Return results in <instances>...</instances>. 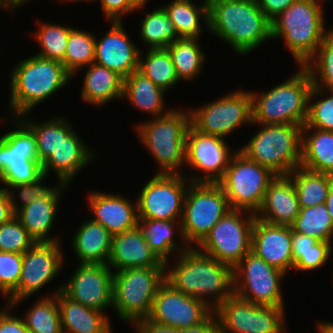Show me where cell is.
I'll use <instances>...</instances> for the list:
<instances>
[{"label": "cell", "mask_w": 333, "mask_h": 333, "mask_svg": "<svg viewBox=\"0 0 333 333\" xmlns=\"http://www.w3.org/2000/svg\"><path fill=\"white\" fill-rule=\"evenodd\" d=\"M131 5L136 9V11L142 10L148 2V0H129Z\"/></svg>", "instance_id": "obj_59"}, {"label": "cell", "mask_w": 333, "mask_h": 333, "mask_svg": "<svg viewBox=\"0 0 333 333\" xmlns=\"http://www.w3.org/2000/svg\"><path fill=\"white\" fill-rule=\"evenodd\" d=\"M23 254L0 251V293L8 297L19 284Z\"/></svg>", "instance_id": "obj_48"}, {"label": "cell", "mask_w": 333, "mask_h": 333, "mask_svg": "<svg viewBox=\"0 0 333 333\" xmlns=\"http://www.w3.org/2000/svg\"><path fill=\"white\" fill-rule=\"evenodd\" d=\"M189 111L190 125L207 135L225 138L244 124L252 125L250 90L236 89L217 100Z\"/></svg>", "instance_id": "obj_14"}, {"label": "cell", "mask_w": 333, "mask_h": 333, "mask_svg": "<svg viewBox=\"0 0 333 333\" xmlns=\"http://www.w3.org/2000/svg\"><path fill=\"white\" fill-rule=\"evenodd\" d=\"M317 332L318 333H333V323L327 321H320L317 324Z\"/></svg>", "instance_id": "obj_58"}, {"label": "cell", "mask_w": 333, "mask_h": 333, "mask_svg": "<svg viewBox=\"0 0 333 333\" xmlns=\"http://www.w3.org/2000/svg\"><path fill=\"white\" fill-rule=\"evenodd\" d=\"M110 22V30L101 39L95 40L94 63L125 78L138 70L141 49L130 40L122 21Z\"/></svg>", "instance_id": "obj_21"}, {"label": "cell", "mask_w": 333, "mask_h": 333, "mask_svg": "<svg viewBox=\"0 0 333 333\" xmlns=\"http://www.w3.org/2000/svg\"><path fill=\"white\" fill-rule=\"evenodd\" d=\"M324 93H329V96H324ZM303 128L333 132V90L326 91V89L312 86L308 97V117Z\"/></svg>", "instance_id": "obj_45"}, {"label": "cell", "mask_w": 333, "mask_h": 333, "mask_svg": "<svg viewBox=\"0 0 333 333\" xmlns=\"http://www.w3.org/2000/svg\"><path fill=\"white\" fill-rule=\"evenodd\" d=\"M7 3L12 7V12H14L15 9L18 7L24 5V3H27V0H6Z\"/></svg>", "instance_id": "obj_60"}, {"label": "cell", "mask_w": 333, "mask_h": 333, "mask_svg": "<svg viewBox=\"0 0 333 333\" xmlns=\"http://www.w3.org/2000/svg\"><path fill=\"white\" fill-rule=\"evenodd\" d=\"M179 333H219V323L217 315L213 311L201 323L188 328L179 329Z\"/></svg>", "instance_id": "obj_54"}, {"label": "cell", "mask_w": 333, "mask_h": 333, "mask_svg": "<svg viewBox=\"0 0 333 333\" xmlns=\"http://www.w3.org/2000/svg\"><path fill=\"white\" fill-rule=\"evenodd\" d=\"M11 70L8 107L12 117L30 113L73 78L63 63L36 54L20 60Z\"/></svg>", "instance_id": "obj_3"}, {"label": "cell", "mask_w": 333, "mask_h": 333, "mask_svg": "<svg viewBox=\"0 0 333 333\" xmlns=\"http://www.w3.org/2000/svg\"><path fill=\"white\" fill-rule=\"evenodd\" d=\"M114 271L108 264H78L62 292L87 308L105 313L112 307Z\"/></svg>", "instance_id": "obj_19"}, {"label": "cell", "mask_w": 333, "mask_h": 333, "mask_svg": "<svg viewBox=\"0 0 333 333\" xmlns=\"http://www.w3.org/2000/svg\"><path fill=\"white\" fill-rule=\"evenodd\" d=\"M219 333H285V307L255 305L233 294L215 310Z\"/></svg>", "instance_id": "obj_15"}, {"label": "cell", "mask_w": 333, "mask_h": 333, "mask_svg": "<svg viewBox=\"0 0 333 333\" xmlns=\"http://www.w3.org/2000/svg\"><path fill=\"white\" fill-rule=\"evenodd\" d=\"M315 87L333 90V28L316 53L305 63Z\"/></svg>", "instance_id": "obj_44"}, {"label": "cell", "mask_w": 333, "mask_h": 333, "mask_svg": "<svg viewBox=\"0 0 333 333\" xmlns=\"http://www.w3.org/2000/svg\"><path fill=\"white\" fill-rule=\"evenodd\" d=\"M46 177L47 176L43 174L35 182L20 183L10 186L7 189L14 214H16L20 209L30 205L37 198L45 197L54 188L53 185L52 187L51 185L48 187L47 185L42 184V182L44 183ZM15 194L18 195L16 196ZM16 197L21 201V204H18L20 202L17 201Z\"/></svg>", "instance_id": "obj_47"}, {"label": "cell", "mask_w": 333, "mask_h": 333, "mask_svg": "<svg viewBox=\"0 0 333 333\" xmlns=\"http://www.w3.org/2000/svg\"><path fill=\"white\" fill-rule=\"evenodd\" d=\"M333 242L318 241L316 250L292 251L295 271L317 270L326 265L333 251Z\"/></svg>", "instance_id": "obj_49"}, {"label": "cell", "mask_w": 333, "mask_h": 333, "mask_svg": "<svg viewBox=\"0 0 333 333\" xmlns=\"http://www.w3.org/2000/svg\"><path fill=\"white\" fill-rule=\"evenodd\" d=\"M35 241L20 221L14 216L9 222L0 225V251L23 254Z\"/></svg>", "instance_id": "obj_46"}, {"label": "cell", "mask_w": 333, "mask_h": 333, "mask_svg": "<svg viewBox=\"0 0 333 333\" xmlns=\"http://www.w3.org/2000/svg\"><path fill=\"white\" fill-rule=\"evenodd\" d=\"M82 140L76 131L63 139L58 149L42 164L43 174L48 176L52 170L58 178V183L71 185L78 172L86 168L96 157L94 150Z\"/></svg>", "instance_id": "obj_27"}, {"label": "cell", "mask_w": 333, "mask_h": 333, "mask_svg": "<svg viewBox=\"0 0 333 333\" xmlns=\"http://www.w3.org/2000/svg\"><path fill=\"white\" fill-rule=\"evenodd\" d=\"M275 176L270 169L249 159L238 149L217 183L223 189L231 209L256 214Z\"/></svg>", "instance_id": "obj_11"}, {"label": "cell", "mask_w": 333, "mask_h": 333, "mask_svg": "<svg viewBox=\"0 0 333 333\" xmlns=\"http://www.w3.org/2000/svg\"><path fill=\"white\" fill-rule=\"evenodd\" d=\"M131 325L134 326L137 333H179V329L158 324L148 318L137 320Z\"/></svg>", "instance_id": "obj_53"}, {"label": "cell", "mask_w": 333, "mask_h": 333, "mask_svg": "<svg viewBox=\"0 0 333 333\" xmlns=\"http://www.w3.org/2000/svg\"><path fill=\"white\" fill-rule=\"evenodd\" d=\"M87 201L94 215L91 219L105 227L112 236L138 226L137 200L133 204L120 194L94 190L89 193Z\"/></svg>", "instance_id": "obj_23"}, {"label": "cell", "mask_w": 333, "mask_h": 333, "mask_svg": "<svg viewBox=\"0 0 333 333\" xmlns=\"http://www.w3.org/2000/svg\"><path fill=\"white\" fill-rule=\"evenodd\" d=\"M9 304H8V302L6 301V306L5 307H2V308H0L1 310H0V313L8 306Z\"/></svg>", "instance_id": "obj_63"}, {"label": "cell", "mask_w": 333, "mask_h": 333, "mask_svg": "<svg viewBox=\"0 0 333 333\" xmlns=\"http://www.w3.org/2000/svg\"><path fill=\"white\" fill-rule=\"evenodd\" d=\"M300 211L298 195L289 175H276L269 183L263 203L255 214L265 222L291 226Z\"/></svg>", "instance_id": "obj_25"}, {"label": "cell", "mask_w": 333, "mask_h": 333, "mask_svg": "<svg viewBox=\"0 0 333 333\" xmlns=\"http://www.w3.org/2000/svg\"><path fill=\"white\" fill-rule=\"evenodd\" d=\"M138 226L150 249L164 263L170 261L176 252L179 254L190 248L184 240L181 221L139 219ZM177 233L181 243L175 239L174 234Z\"/></svg>", "instance_id": "obj_29"}, {"label": "cell", "mask_w": 333, "mask_h": 333, "mask_svg": "<svg viewBox=\"0 0 333 333\" xmlns=\"http://www.w3.org/2000/svg\"><path fill=\"white\" fill-rule=\"evenodd\" d=\"M300 166L314 172L333 175V132L302 128Z\"/></svg>", "instance_id": "obj_33"}, {"label": "cell", "mask_w": 333, "mask_h": 333, "mask_svg": "<svg viewBox=\"0 0 333 333\" xmlns=\"http://www.w3.org/2000/svg\"><path fill=\"white\" fill-rule=\"evenodd\" d=\"M0 8L4 11H12V7L7 3L6 0H0Z\"/></svg>", "instance_id": "obj_61"}, {"label": "cell", "mask_w": 333, "mask_h": 333, "mask_svg": "<svg viewBox=\"0 0 333 333\" xmlns=\"http://www.w3.org/2000/svg\"><path fill=\"white\" fill-rule=\"evenodd\" d=\"M283 83L268 92L250 91L252 123L304 126L308 117V97L313 86L308 70L299 66Z\"/></svg>", "instance_id": "obj_5"}, {"label": "cell", "mask_w": 333, "mask_h": 333, "mask_svg": "<svg viewBox=\"0 0 333 333\" xmlns=\"http://www.w3.org/2000/svg\"><path fill=\"white\" fill-rule=\"evenodd\" d=\"M14 216L9 193L0 186V225L9 222Z\"/></svg>", "instance_id": "obj_56"}, {"label": "cell", "mask_w": 333, "mask_h": 333, "mask_svg": "<svg viewBox=\"0 0 333 333\" xmlns=\"http://www.w3.org/2000/svg\"><path fill=\"white\" fill-rule=\"evenodd\" d=\"M62 290V285L51 295L39 297L22 318L30 333H63L56 293Z\"/></svg>", "instance_id": "obj_40"}, {"label": "cell", "mask_w": 333, "mask_h": 333, "mask_svg": "<svg viewBox=\"0 0 333 333\" xmlns=\"http://www.w3.org/2000/svg\"><path fill=\"white\" fill-rule=\"evenodd\" d=\"M259 130L239 150L275 175H289L301 165V125L259 124Z\"/></svg>", "instance_id": "obj_7"}, {"label": "cell", "mask_w": 333, "mask_h": 333, "mask_svg": "<svg viewBox=\"0 0 333 333\" xmlns=\"http://www.w3.org/2000/svg\"><path fill=\"white\" fill-rule=\"evenodd\" d=\"M289 176L296 189L300 208L325 203L333 175L314 172L300 166L295 168Z\"/></svg>", "instance_id": "obj_37"}, {"label": "cell", "mask_w": 333, "mask_h": 333, "mask_svg": "<svg viewBox=\"0 0 333 333\" xmlns=\"http://www.w3.org/2000/svg\"><path fill=\"white\" fill-rule=\"evenodd\" d=\"M81 88L83 102L102 107L123 97L124 78L117 72L96 63L90 64Z\"/></svg>", "instance_id": "obj_30"}, {"label": "cell", "mask_w": 333, "mask_h": 333, "mask_svg": "<svg viewBox=\"0 0 333 333\" xmlns=\"http://www.w3.org/2000/svg\"><path fill=\"white\" fill-rule=\"evenodd\" d=\"M318 241L311 236L292 231V251L316 250V243Z\"/></svg>", "instance_id": "obj_55"}, {"label": "cell", "mask_w": 333, "mask_h": 333, "mask_svg": "<svg viewBox=\"0 0 333 333\" xmlns=\"http://www.w3.org/2000/svg\"><path fill=\"white\" fill-rule=\"evenodd\" d=\"M108 266L118 272L135 267H165L150 249L139 226L112 236Z\"/></svg>", "instance_id": "obj_26"}, {"label": "cell", "mask_w": 333, "mask_h": 333, "mask_svg": "<svg viewBox=\"0 0 333 333\" xmlns=\"http://www.w3.org/2000/svg\"><path fill=\"white\" fill-rule=\"evenodd\" d=\"M176 259L173 266L170 261L165 263V281L175 290L204 301L212 310L234 294L231 266L203 254L196 247L179 253Z\"/></svg>", "instance_id": "obj_1"}, {"label": "cell", "mask_w": 333, "mask_h": 333, "mask_svg": "<svg viewBox=\"0 0 333 333\" xmlns=\"http://www.w3.org/2000/svg\"><path fill=\"white\" fill-rule=\"evenodd\" d=\"M290 227L293 232L311 236L319 241L333 242V221L325 203L300 208L297 218Z\"/></svg>", "instance_id": "obj_41"}, {"label": "cell", "mask_w": 333, "mask_h": 333, "mask_svg": "<svg viewBox=\"0 0 333 333\" xmlns=\"http://www.w3.org/2000/svg\"><path fill=\"white\" fill-rule=\"evenodd\" d=\"M139 53L138 71L167 94L178 80L171 56L166 48L147 49Z\"/></svg>", "instance_id": "obj_38"}, {"label": "cell", "mask_w": 333, "mask_h": 333, "mask_svg": "<svg viewBox=\"0 0 333 333\" xmlns=\"http://www.w3.org/2000/svg\"><path fill=\"white\" fill-rule=\"evenodd\" d=\"M165 281V267H135L114 272V312L123 322L147 318L159 286Z\"/></svg>", "instance_id": "obj_9"}, {"label": "cell", "mask_w": 333, "mask_h": 333, "mask_svg": "<svg viewBox=\"0 0 333 333\" xmlns=\"http://www.w3.org/2000/svg\"><path fill=\"white\" fill-rule=\"evenodd\" d=\"M93 33L72 28L70 30L63 65L65 69L74 77L82 67L86 68L94 63L95 40Z\"/></svg>", "instance_id": "obj_42"}, {"label": "cell", "mask_w": 333, "mask_h": 333, "mask_svg": "<svg viewBox=\"0 0 333 333\" xmlns=\"http://www.w3.org/2000/svg\"><path fill=\"white\" fill-rule=\"evenodd\" d=\"M28 115L30 113L23 114L20 118L33 130L37 140L39 162L43 164L74 129L66 117L57 116L48 119V121L34 122V120L29 119Z\"/></svg>", "instance_id": "obj_35"}, {"label": "cell", "mask_w": 333, "mask_h": 333, "mask_svg": "<svg viewBox=\"0 0 333 333\" xmlns=\"http://www.w3.org/2000/svg\"><path fill=\"white\" fill-rule=\"evenodd\" d=\"M292 228L255 219L251 252L284 273L293 269Z\"/></svg>", "instance_id": "obj_22"}, {"label": "cell", "mask_w": 333, "mask_h": 333, "mask_svg": "<svg viewBox=\"0 0 333 333\" xmlns=\"http://www.w3.org/2000/svg\"><path fill=\"white\" fill-rule=\"evenodd\" d=\"M99 2H101L103 15L109 21H122L123 16L136 11L129 0H100Z\"/></svg>", "instance_id": "obj_50"}, {"label": "cell", "mask_w": 333, "mask_h": 333, "mask_svg": "<svg viewBox=\"0 0 333 333\" xmlns=\"http://www.w3.org/2000/svg\"><path fill=\"white\" fill-rule=\"evenodd\" d=\"M11 310L14 308L8 305L0 313V333H30L23 319L18 315H13Z\"/></svg>", "instance_id": "obj_51"}, {"label": "cell", "mask_w": 333, "mask_h": 333, "mask_svg": "<svg viewBox=\"0 0 333 333\" xmlns=\"http://www.w3.org/2000/svg\"><path fill=\"white\" fill-rule=\"evenodd\" d=\"M72 239V249L80 263L108 264L112 235L101 224L87 218Z\"/></svg>", "instance_id": "obj_31"}, {"label": "cell", "mask_w": 333, "mask_h": 333, "mask_svg": "<svg viewBox=\"0 0 333 333\" xmlns=\"http://www.w3.org/2000/svg\"><path fill=\"white\" fill-rule=\"evenodd\" d=\"M214 310L204 301L184 295L164 281L153 300L149 320L176 329L204 321Z\"/></svg>", "instance_id": "obj_20"}, {"label": "cell", "mask_w": 333, "mask_h": 333, "mask_svg": "<svg viewBox=\"0 0 333 333\" xmlns=\"http://www.w3.org/2000/svg\"><path fill=\"white\" fill-rule=\"evenodd\" d=\"M139 37L147 49L167 48L180 39L168 14L158 6L140 19Z\"/></svg>", "instance_id": "obj_39"}, {"label": "cell", "mask_w": 333, "mask_h": 333, "mask_svg": "<svg viewBox=\"0 0 333 333\" xmlns=\"http://www.w3.org/2000/svg\"><path fill=\"white\" fill-rule=\"evenodd\" d=\"M199 41V38H180L166 48L179 81L192 82L202 73L207 55L203 52Z\"/></svg>", "instance_id": "obj_36"}, {"label": "cell", "mask_w": 333, "mask_h": 333, "mask_svg": "<svg viewBox=\"0 0 333 333\" xmlns=\"http://www.w3.org/2000/svg\"><path fill=\"white\" fill-rule=\"evenodd\" d=\"M259 8L272 21L297 0H256Z\"/></svg>", "instance_id": "obj_52"}, {"label": "cell", "mask_w": 333, "mask_h": 333, "mask_svg": "<svg viewBox=\"0 0 333 333\" xmlns=\"http://www.w3.org/2000/svg\"><path fill=\"white\" fill-rule=\"evenodd\" d=\"M189 126L190 111L181 108H172L164 116L136 124L134 129L140 142L159 165L156 174H183L180 170L186 162Z\"/></svg>", "instance_id": "obj_6"}, {"label": "cell", "mask_w": 333, "mask_h": 333, "mask_svg": "<svg viewBox=\"0 0 333 333\" xmlns=\"http://www.w3.org/2000/svg\"><path fill=\"white\" fill-rule=\"evenodd\" d=\"M38 22V31L33 34L35 35L33 37L40 47V52L36 55L62 63L69 40L70 30L73 27L62 24L45 23L40 20Z\"/></svg>", "instance_id": "obj_43"}, {"label": "cell", "mask_w": 333, "mask_h": 333, "mask_svg": "<svg viewBox=\"0 0 333 333\" xmlns=\"http://www.w3.org/2000/svg\"><path fill=\"white\" fill-rule=\"evenodd\" d=\"M56 184L45 197L37 198L15 214L35 242H60L59 236H50V234L57 220L60 197L70 186L58 182Z\"/></svg>", "instance_id": "obj_24"}, {"label": "cell", "mask_w": 333, "mask_h": 333, "mask_svg": "<svg viewBox=\"0 0 333 333\" xmlns=\"http://www.w3.org/2000/svg\"><path fill=\"white\" fill-rule=\"evenodd\" d=\"M59 1H60V2H64V3H66V1H67V2H74V1H75V2H79V1H81V2H82V1H83V2H84V1H85V2H86V1H87V2H95L96 0H59Z\"/></svg>", "instance_id": "obj_62"}, {"label": "cell", "mask_w": 333, "mask_h": 333, "mask_svg": "<svg viewBox=\"0 0 333 333\" xmlns=\"http://www.w3.org/2000/svg\"><path fill=\"white\" fill-rule=\"evenodd\" d=\"M61 247L60 242H35L23 253L18 287L7 297L12 308L42 290L64 269L65 254Z\"/></svg>", "instance_id": "obj_16"}, {"label": "cell", "mask_w": 333, "mask_h": 333, "mask_svg": "<svg viewBox=\"0 0 333 333\" xmlns=\"http://www.w3.org/2000/svg\"><path fill=\"white\" fill-rule=\"evenodd\" d=\"M55 296L63 333H113L106 313L87 308L62 291Z\"/></svg>", "instance_id": "obj_28"}, {"label": "cell", "mask_w": 333, "mask_h": 333, "mask_svg": "<svg viewBox=\"0 0 333 333\" xmlns=\"http://www.w3.org/2000/svg\"><path fill=\"white\" fill-rule=\"evenodd\" d=\"M199 4H194L192 0H172L161 5L180 38L200 39V34H203L201 22L208 31V1L202 0Z\"/></svg>", "instance_id": "obj_34"}, {"label": "cell", "mask_w": 333, "mask_h": 333, "mask_svg": "<svg viewBox=\"0 0 333 333\" xmlns=\"http://www.w3.org/2000/svg\"><path fill=\"white\" fill-rule=\"evenodd\" d=\"M186 174H156L143 186L137 200L138 219L181 221L187 186Z\"/></svg>", "instance_id": "obj_17"}, {"label": "cell", "mask_w": 333, "mask_h": 333, "mask_svg": "<svg viewBox=\"0 0 333 333\" xmlns=\"http://www.w3.org/2000/svg\"><path fill=\"white\" fill-rule=\"evenodd\" d=\"M165 91L156 86L149 78L138 70L130 76L124 78L123 97L129 101L132 107L155 117H161L169 113L172 109H165Z\"/></svg>", "instance_id": "obj_32"}, {"label": "cell", "mask_w": 333, "mask_h": 333, "mask_svg": "<svg viewBox=\"0 0 333 333\" xmlns=\"http://www.w3.org/2000/svg\"><path fill=\"white\" fill-rule=\"evenodd\" d=\"M325 0H297L271 21V38L283 39L299 66L316 53L329 28L325 27Z\"/></svg>", "instance_id": "obj_4"}, {"label": "cell", "mask_w": 333, "mask_h": 333, "mask_svg": "<svg viewBox=\"0 0 333 333\" xmlns=\"http://www.w3.org/2000/svg\"><path fill=\"white\" fill-rule=\"evenodd\" d=\"M325 205L327 207L328 213L331 216V219L333 221V180L328 192L327 199L325 201Z\"/></svg>", "instance_id": "obj_57"}, {"label": "cell", "mask_w": 333, "mask_h": 333, "mask_svg": "<svg viewBox=\"0 0 333 333\" xmlns=\"http://www.w3.org/2000/svg\"><path fill=\"white\" fill-rule=\"evenodd\" d=\"M9 120L14 127L0 136V181L5 189L43 175L33 130L20 117Z\"/></svg>", "instance_id": "obj_8"}, {"label": "cell", "mask_w": 333, "mask_h": 333, "mask_svg": "<svg viewBox=\"0 0 333 333\" xmlns=\"http://www.w3.org/2000/svg\"><path fill=\"white\" fill-rule=\"evenodd\" d=\"M255 219L252 212L230 209L196 248L218 262L234 268L251 252Z\"/></svg>", "instance_id": "obj_12"}, {"label": "cell", "mask_w": 333, "mask_h": 333, "mask_svg": "<svg viewBox=\"0 0 333 333\" xmlns=\"http://www.w3.org/2000/svg\"><path fill=\"white\" fill-rule=\"evenodd\" d=\"M224 139L226 140L220 136L200 133L189 126L186 133L185 167L204 173L203 176L193 174L188 177L190 182L217 183L224 176L237 151V149L230 150Z\"/></svg>", "instance_id": "obj_18"}, {"label": "cell", "mask_w": 333, "mask_h": 333, "mask_svg": "<svg viewBox=\"0 0 333 333\" xmlns=\"http://www.w3.org/2000/svg\"><path fill=\"white\" fill-rule=\"evenodd\" d=\"M285 275L249 252L233 268L234 294L255 305L285 307L280 289Z\"/></svg>", "instance_id": "obj_13"}, {"label": "cell", "mask_w": 333, "mask_h": 333, "mask_svg": "<svg viewBox=\"0 0 333 333\" xmlns=\"http://www.w3.org/2000/svg\"><path fill=\"white\" fill-rule=\"evenodd\" d=\"M230 209L218 183L191 182L181 218L183 237L189 247H197Z\"/></svg>", "instance_id": "obj_10"}, {"label": "cell", "mask_w": 333, "mask_h": 333, "mask_svg": "<svg viewBox=\"0 0 333 333\" xmlns=\"http://www.w3.org/2000/svg\"><path fill=\"white\" fill-rule=\"evenodd\" d=\"M208 30L238 55H248L272 40L271 21L256 0L208 1Z\"/></svg>", "instance_id": "obj_2"}]
</instances>
